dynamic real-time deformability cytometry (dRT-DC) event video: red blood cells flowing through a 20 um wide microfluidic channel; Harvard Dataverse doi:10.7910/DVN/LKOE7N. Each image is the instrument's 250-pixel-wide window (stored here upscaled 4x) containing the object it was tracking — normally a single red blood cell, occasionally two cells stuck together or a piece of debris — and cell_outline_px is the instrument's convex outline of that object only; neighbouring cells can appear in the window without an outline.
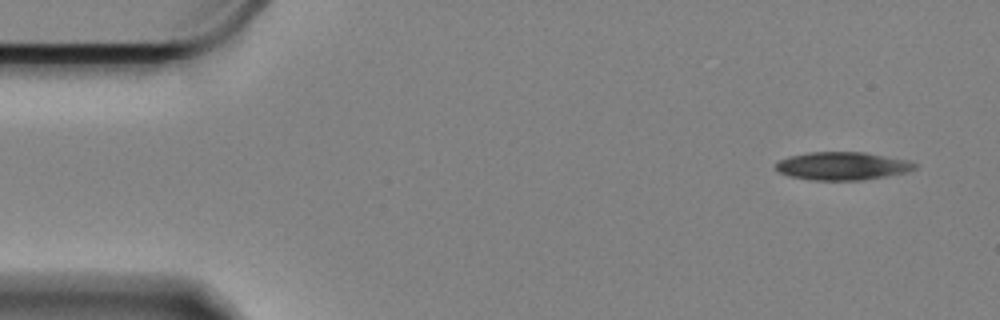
{"species": "Egyptian fruit bat (a non-hibernating species)", "species_latin": "Rousettus aegyptiacus", "temperature_condition": "cold", "stored_images_in_passage": 12, "camera_frame_rate_fps": 3000, "um_per_image_px": 0.085, "animal": {"sex": "female"}, "frame": {"image": 1, "passage_image": 1, "time_ms": 0.0, "image_size_px": [1000, 320], "cell_outline_px": [[916, 168], [904, 172], [860, 180], [808, 180], [788, 176], [780, 172], [776, 168], [776, 164], [780, 160], [788, 156], [808, 152], [864, 152], [908, 160], [916, 164]], "centroid_in_image_um": [71.54, 14.1], "position_along_channel_um": 13.5, "area_um2": 22.48}}